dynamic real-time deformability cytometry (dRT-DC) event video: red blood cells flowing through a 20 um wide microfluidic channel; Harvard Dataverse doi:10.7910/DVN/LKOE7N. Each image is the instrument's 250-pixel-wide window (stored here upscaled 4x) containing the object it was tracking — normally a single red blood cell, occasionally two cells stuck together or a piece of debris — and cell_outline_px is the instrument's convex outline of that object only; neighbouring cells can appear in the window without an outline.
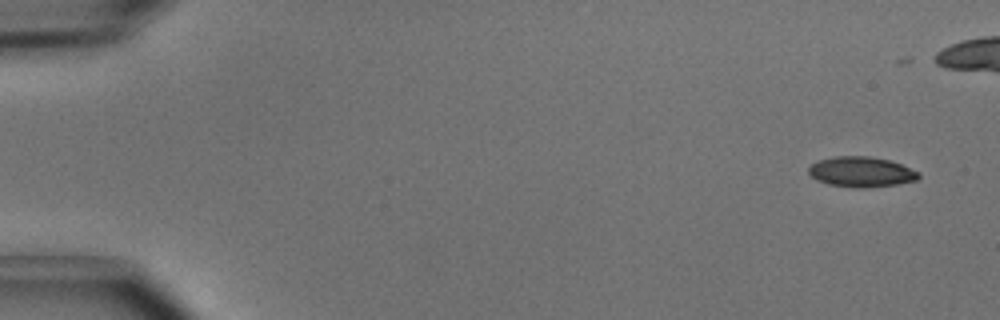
{"species": "common noctule bat (a hibernating species)", "species_latin": "Nyctalus noctula", "temperature_condition": "cold", "stored_images_in_passage": 6, "camera_frame_rate_fps": 3000, "um_per_image_px": 0.085, "animal": {"sex": "male", "body_mass_g": 15.6}, "frame": {"image": 1, "passage_image": 1, "time_ms": 0.0, "image_size_px": [1000, 320], "cell_outline_px": [[920, 176], [916, 180], [896, 184], [864, 188], [852, 188], [828, 184], [816, 180], [808, 172], [808, 168], [812, 164], [820, 160], [836, 156], [868, 156], [888, 160], [900, 164], [920, 172]], "centroid_in_image_um": [73.19, 14.62], "position_along_channel_um": 11.8, "area_um2": 19.31}}